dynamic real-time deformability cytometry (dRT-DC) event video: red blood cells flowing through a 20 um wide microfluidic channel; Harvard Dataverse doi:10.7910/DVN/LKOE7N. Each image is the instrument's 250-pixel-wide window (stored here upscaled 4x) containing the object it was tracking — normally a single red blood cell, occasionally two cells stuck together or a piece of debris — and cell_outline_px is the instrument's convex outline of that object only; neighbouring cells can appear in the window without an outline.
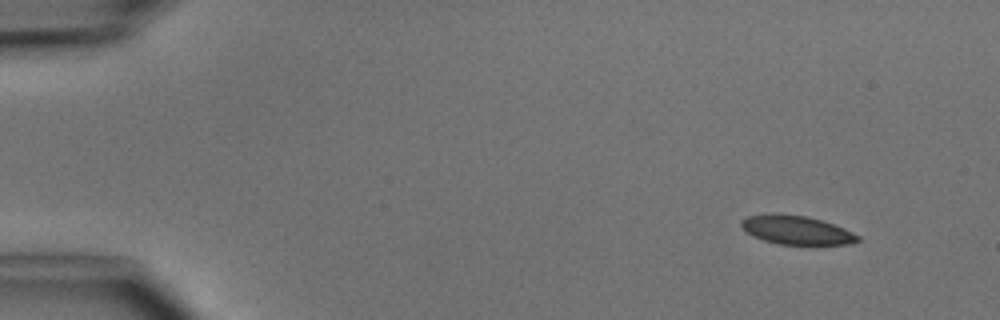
{"species": "common noctule bat (a hibernating species)", "species_latin": "Nyctalus noctula", "temperature_condition": "cold", "stored_images_in_passage": 5, "segment_of_instrument_passage": [2, 2], "camera_frame_rate_fps": 3000, "um_per_image_px": 0.085, "animal": {"sex": "male", "body_mass_g": 15.6}, "frame": {"image": 1, "passage_image": 5, "time_ms": 5.667, "image_size_px": [1000, 320], "cell_outline_px": [[860, 240], [848, 244], [780, 244], [764, 240], [752, 236], [740, 224], [740, 220], [748, 216], [768, 212], [772, 212], [804, 216], [820, 220], [844, 228], [860, 236]], "centroid_in_image_um": [67.66, 19.53], "position_along_channel_um": 17.3, "area_um2": 19.42}}